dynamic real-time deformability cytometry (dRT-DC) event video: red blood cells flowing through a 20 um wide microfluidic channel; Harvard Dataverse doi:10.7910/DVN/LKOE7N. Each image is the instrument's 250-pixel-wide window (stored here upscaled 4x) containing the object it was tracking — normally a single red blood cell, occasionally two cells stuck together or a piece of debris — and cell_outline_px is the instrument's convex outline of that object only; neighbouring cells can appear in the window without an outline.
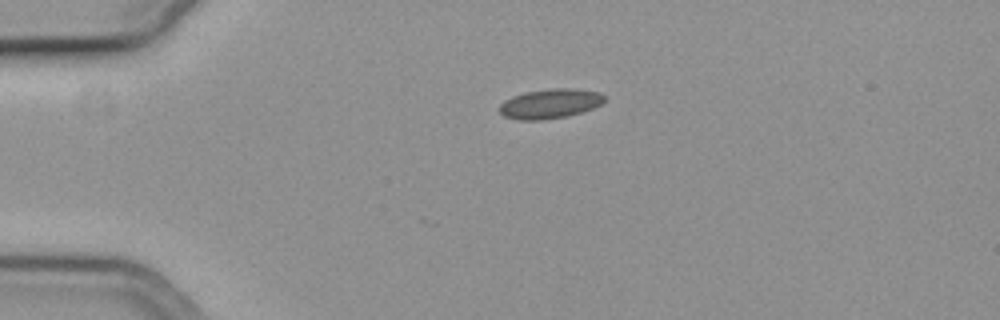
{"species": "common noctule bat (a hibernating species)", "species_latin": "Nyctalus noctula", "temperature_condition": "cold", "stored_images_in_passage": 5, "camera_frame_rate_fps": 3000, "um_per_image_px": 0.085, "animal": {"sex": "female", "body_mass_g": 19.3, "forearm_length_mm": 54.1}, "frame": {"image": 1, "passage_image": 1, "time_ms": 0.0, "image_size_px": [1000, 320], "cell_outline_px": [[604, 100], [600, 104], [592, 108], [568, 116], [540, 120], [520, 120], [504, 116], [496, 108], [504, 100], [512, 96], [524, 92], [552, 88], [576, 88], [600, 92], [604, 96]], "centroid_in_image_um": [46.71, 8.8], "position_along_channel_um": 38.3, "area_um2": 18.21}}